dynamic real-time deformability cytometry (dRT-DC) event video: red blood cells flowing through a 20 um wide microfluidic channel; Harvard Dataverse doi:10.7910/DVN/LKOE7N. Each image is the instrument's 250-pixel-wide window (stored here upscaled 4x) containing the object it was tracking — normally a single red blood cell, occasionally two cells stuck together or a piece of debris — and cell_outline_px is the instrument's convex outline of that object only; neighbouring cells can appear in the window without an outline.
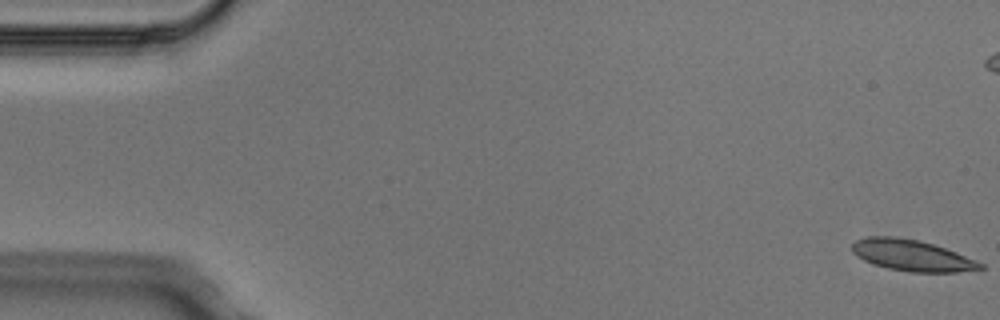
{"species": "Egyptian fruit bat (a non-hibernating species)", "species_latin": "Rousettus aegyptiacus", "temperature_condition": "cold", "stored_images_in_passage": 5, "camera_frame_rate_fps": 3000, "um_per_image_px": 0.085, "animal": {"sex": "male"}, "frame": {"image": 1, "passage_image": 1, "time_ms": 0.0, "image_size_px": [1000, 320], "cell_outline_px": [[984, 268], [956, 272], [908, 272], [888, 268], [872, 264], [856, 256], [852, 252], [852, 244], [856, 240], [868, 236], [896, 236], [916, 240], [932, 244], [956, 252], [976, 260], [984, 264]], "centroid_in_image_um": [77.48, 21.71], "position_along_channel_um": 7.5, "area_um2": 23.24}}
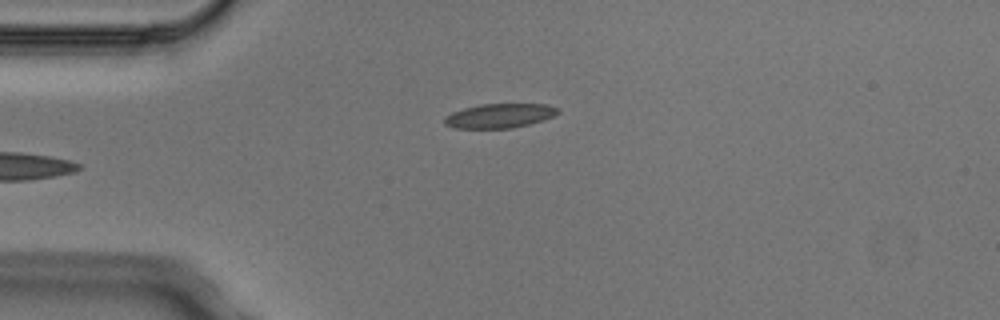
{"frame": {"image": 2, "passage_image": 5, "time_ms": 1.333, "image_size_px": [1000, 320], "cell_outline_px": [[560, 112], [544, 120], [512, 128], [452, 128], [444, 124], [444, 116], [452, 112], [464, 108], [480, 104], [548, 104], [556, 108]], "centroid_in_image_um": [42.42, 9.84], "position_along_channel_um": 42.6, "area_um2": 16.07}}